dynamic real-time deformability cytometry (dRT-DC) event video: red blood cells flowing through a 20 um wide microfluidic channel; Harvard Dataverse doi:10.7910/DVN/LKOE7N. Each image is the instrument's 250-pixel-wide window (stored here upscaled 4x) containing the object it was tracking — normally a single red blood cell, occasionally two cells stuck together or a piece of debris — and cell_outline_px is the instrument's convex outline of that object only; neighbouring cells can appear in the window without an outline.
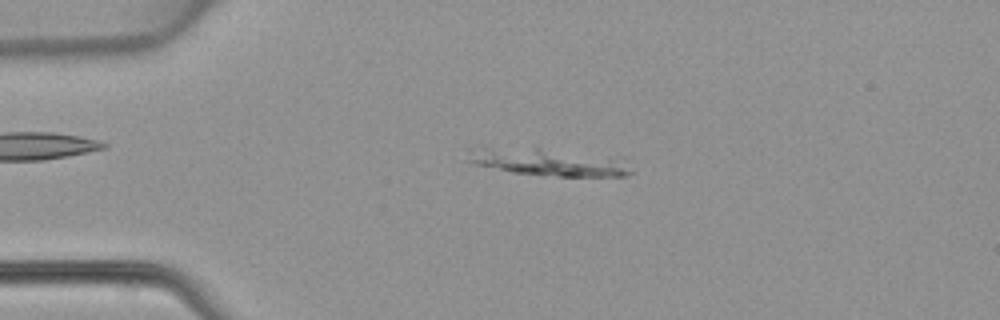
{"species": "common noctule bat (a hibernating species)", "species_latin": "Nyctalus noctula", "temperature_condition": "warm", "stored_images_in_passage": 47, "camera_frame_rate_fps": 3000, "um_per_image_px": 0.085, "animal": {"sex": "female", "body_mass_g": 22.7, "forearm_length_mm": 54.2}, "frame": {"image": 1, "passage_image": 10, "time_ms": 3.0, "image_size_px": [1000, 320], "cell_outline_px": [[636, 172], [624, 176], [556, 176], [512, 172], [476, 164], [468, 160], [464, 148], [476, 144], [540, 148], [608, 160]], "centroid_in_image_um": [46.09, 13.74], "position_along_channel_um": 38.9, "area_um2": 24.97}}
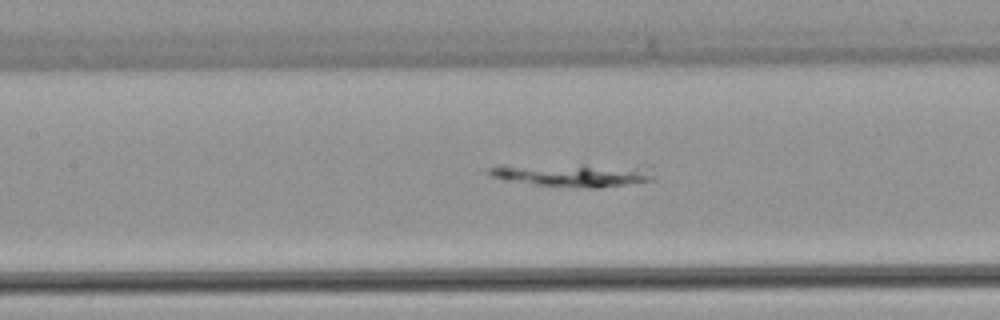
{"frame": {"image": 2, "passage_image": 21, "time_ms": 6.667, "image_size_px": [1000, 320], "cell_outline_px": [[656, 180], [600, 188], [576, 188], [536, 184], [504, 180], [492, 176], [488, 172], [488, 168], [500, 164], [648, 164], [656, 176]], "centroid_in_image_um": [48.85, 14.83], "position_along_channel_um": 158.5, "area_um2": 23.76}}
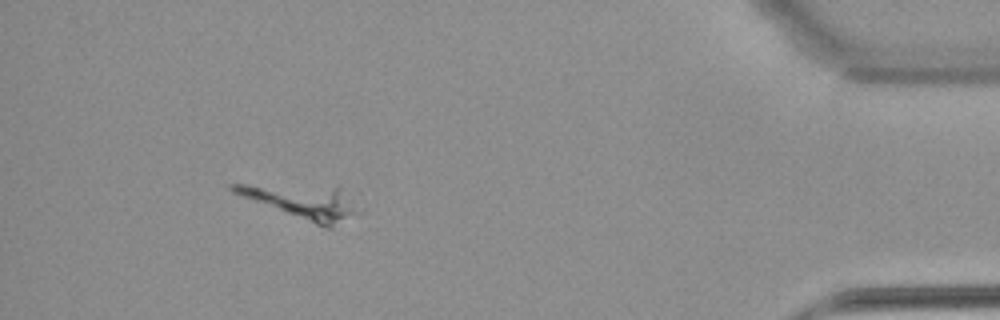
{"frame": {"image": 3, "passage_image": 43, "time_ms": 14.0, "image_size_px": [1000, 320], "cell_outline_px": [[360, 212], [332, 228], [324, 228], [232, 192], [228, 188], [228, 184], [340, 184]], "centroid_in_image_um": [25.78, 17.09], "position_along_channel_um": 409.4, "area_um2": 25.26}}